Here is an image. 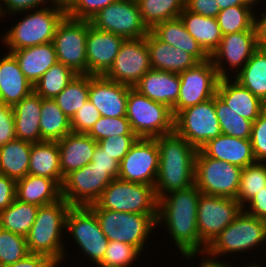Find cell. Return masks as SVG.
I'll list each match as a JSON object with an SVG mask.
<instances>
[{"mask_svg":"<svg viewBox=\"0 0 266 267\" xmlns=\"http://www.w3.org/2000/svg\"><path fill=\"white\" fill-rule=\"evenodd\" d=\"M201 192L195 184L174 190L158 199V226H163L183 258L203 254L207 245L197 229V208Z\"/></svg>","mask_w":266,"mask_h":267,"instance_id":"obj_1","label":"cell"},{"mask_svg":"<svg viewBox=\"0 0 266 267\" xmlns=\"http://www.w3.org/2000/svg\"><path fill=\"white\" fill-rule=\"evenodd\" d=\"M159 148V167L154 185L157 199L194 184L197 149L175 131L155 138Z\"/></svg>","mask_w":266,"mask_h":267,"instance_id":"obj_2","label":"cell"},{"mask_svg":"<svg viewBox=\"0 0 266 267\" xmlns=\"http://www.w3.org/2000/svg\"><path fill=\"white\" fill-rule=\"evenodd\" d=\"M70 207L64 198L38 207L36 219L26 236L29 253L48 256L62 266L67 259L63 238Z\"/></svg>","mask_w":266,"mask_h":267,"instance_id":"obj_3","label":"cell"},{"mask_svg":"<svg viewBox=\"0 0 266 267\" xmlns=\"http://www.w3.org/2000/svg\"><path fill=\"white\" fill-rule=\"evenodd\" d=\"M18 14L24 17L0 37L8 52L52 42L58 24L66 16L63 10L52 5Z\"/></svg>","mask_w":266,"mask_h":267,"instance_id":"obj_4","label":"cell"},{"mask_svg":"<svg viewBox=\"0 0 266 267\" xmlns=\"http://www.w3.org/2000/svg\"><path fill=\"white\" fill-rule=\"evenodd\" d=\"M265 243L266 221L242 210L236 219L212 240L205 253L208 257L219 260V257L223 258L224 255H243L254 249L261 250Z\"/></svg>","mask_w":266,"mask_h":267,"instance_id":"obj_5","label":"cell"},{"mask_svg":"<svg viewBox=\"0 0 266 267\" xmlns=\"http://www.w3.org/2000/svg\"><path fill=\"white\" fill-rule=\"evenodd\" d=\"M89 207L148 214L156 222L158 217V199L154 186L124 181L119 178L113 179L103 190L100 198Z\"/></svg>","mask_w":266,"mask_h":267,"instance_id":"obj_6","label":"cell"},{"mask_svg":"<svg viewBox=\"0 0 266 267\" xmlns=\"http://www.w3.org/2000/svg\"><path fill=\"white\" fill-rule=\"evenodd\" d=\"M92 210L96 214L102 232L109 241H121L131 244L141 253L145 252L148 238L153 236L152 231L157 230L155 229L157 228L156 221L148 214L107 209Z\"/></svg>","mask_w":266,"mask_h":267,"instance_id":"obj_7","label":"cell"},{"mask_svg":"<svg viewBox=\"0 0 266 267\" xmlns=\"http://www.w3.org/2000/svg\"><path fill=\"white\" fill-rule=\"evenodd\" d=\"M126 118L139 138H157L174 132L172 109L140 94L133 87L128 93Z\"/></svg>","mask_w":266,"mask_h":267,"instance_id":"obj_8","label":"cell"},{"mask_svg":"<svg viewBox=\"0 0 266 267\" xmlns=\"http://www.w3.org/2000/svg\"><path fill=\"white\" fill-rule=\"evenodd\" d=\"M242 168L206 156L200 149L195 157L194 184L202 194L235 198Z\"/></svg>","mask_w":266,"mask_h":267,"instance_id":"obj_9","label":"cell"},{"mask_svg":"<svg viewBox=\"0 0 266 267\" xmlns=\"http://www.w3.org/2000/svg\"><path fill=\"white\" fill-rule=\"evenodd\" d=\"M66 236L87 256L89 263L98 265L105 254L109 240L102 232L95 212L89 206H71L66 217Z\"/></svg>","mask_w":266,"mask_h":267,"instance_id":"obj_10","label":"cell"},{"mask_svg":"<svg viewBox=\"0 0 266 267\" xmlns=\"http://www.w3.org/2000/svg\"><path fill=\"white\" fill-rule=\"evenodd\" d=\"M174 131L197 150L210 139L221 135L214 97L181 110L174 117Z\"/></svg>","mask_w":266,"mask_h":267,"instance_id":"obj_11","label":"cell"},{"mask_svg":"<svg viewBox=\"0 0 266 267\" xmlns=\"http://www.w3.org/2000/svg\"><path fill=\"white\" fill-rule=\"evenodd\" d=\"M88 20H77L65 16L58 24L53 45L58 62L76 74H87L86 39Z\"/></svg>","mask_w":266,"mask_h":267,"instance_id":"obj_12","label":"cell"},{"mask_svg":"<svg viewBox=\"0 0 266 267\" xmlns=\"http://www.w3.org/2000/svg\"><path fill=\"white\" fill-rule=\"evenodd\" d=\"M89 21L95 29L125 39L142 38L149 32L142 22L137 0H117L101 9Z\"/></svg>","mask_w":266,"mask_h":267,"instance_id":"obj_13","label":"cell"},{"mask_svg":"<svg viewBox=\"0 0 266 267\" xmlns=\"http://www.w3.org/2000/svg\"><path fill=\"white\" fill-rule=\"evenodd\" d=\"M180 91L172 109L174 117L183 109L205 102L216 95L220 77L211 59L198 62L179 74Z\"/></svg>","mask_w":266,"mask_h":267,"instance_id":"obj_14","label":"cell"},{"mask_svg":"<svg viewBox=\"0 0 266 267\" xmlns=\"http://www.w3.org/2000/svg\"><path fill=\"white\" fill-rule=\"evenodd\" d=\"M243 210L235 198L200 194L197 208V229L208 246Z\"/></svg>","mask_w":266,"mask_h":267,"instance_id":"obj_15","label":"cell"},{"mask_svg":"<svg viewBox=\"0 0 266 267\" xmlns=\"http://www.w3.org/2000/svg\"><path fill=\"white\" fill-rule=\"evenodd\" d=\"M112 180L109 170L96 169L90 162L64 177L61 196L71 206H89L100 198L103 190Z\"/></svg>","mask_w":266,"mask_h":267,"instance_id":"obj_16","label":"cell"},{"mask_svg":"<svg viewBox=\"0 0 266 267\" xmlns=\"http://www.w3.org/2000/svg\"><path fill=\"white\" fill-rule=\"evenodd\" d=\"M159 160V148L155 138H138L119 163L118 178L154 186Z\"/></svg>","mask_w":266,"mask_h":267,"instance_id":"obj_17","label":"cell"},{"mask_svg":"<svg viewBox=\"0 0 266 267\" xmlns=\"http://www.w3.org/2000/svg\"><path fill=\"white\" fill-rule=\"evenodd\" d=\"M258 48L255 31L230 33L222 36L210 59L220 78H233Z\"/></svg>","mask_w":266,"mask_h":267,"instance_id":"obj_18","label":"cell"},{"mask_svg":"<svg viewBox=\"0 0 266 267\" xmlns=\"http://www.w3.org/2000/svg\"><path fill=\"white\" fill-rule=\"evenodd\" d=\"M150 69L146 36L125 39L113 65L104 76L109 80L134 87Z\"/></svg>","mask_w":266,"mask_h":267,"instance_id":"obj_19","label":"cell"},{"mask_svg":"<svg viewBox=\"0 0 266 267\" xmlns=\"http://www.w3.org/2000/svg\"><path fill=\"white\" fill-rule=\"evenodd\" d=\"M124 40L122 36L95 29L88 21L87 74L104 76L113 65Z\"/></svg>","mask_w":266,"mask_h":267,"instance_id":"obj_20","label":"cell"},{"mask_svg":"<svg viewBox=\"0 0 266 267\" xmlns=\"http://www.w3.org/2000/svg\"><path fill=\"white\" fill-rule=\"evenodd\" d=\"M131 86L109 80L105 76L89 75V101L108 118L126 117Z\"/></svg>","mask_w":266,"mask_h":267,"instance_id":"obj_21","label":"cell"},{"mask_svg":"<svg viewBox=\"0 0 266 267\" xmlns=\"http://www.w3.org/2000/svg\"><path fill=\"white\" fill-rule=\"evenodd\" d=\"M200 150L208 157L245 168L256 163L250 139L221 134L210 139Z\"/></svg>","mask_w":266,"mask_h":267,"instance_id":"obj_22","label":"cell"},{"mask_svg":"<svg viewBox=\"0 0 266 267\" xmlns=\"http://www.w3.org/2000/svg\"><path fill=\"white\" fill-rule=\"evenodd\" d=\"M216 94L230 109L252 122L266 109V104L260 98L232 77L220 78Z\"/></svg>","mask_w":266,"mask_h":267,"instance_id":"obj_23","label":"cell"},{"mask_svg":"<svg viewBox=\"0 0 266 267\" xmlns=\"http://www.w3.org/2000/svg\"><path fill=\"white\" fill-rule=\"evenodd\" d=\"M133 88L149 99L173 109L180 91L179 74L151 68Z\"/></svg>","mask_w":266,"mask_h":267,"instance_id":"obj_24","label":"cell"},{"mask_svg":"<svg viewBox=\"0 0 266 267\" xmlns=\"http://www.w3.org/2000/svg\"><path fill=\"white\" fill-rule=\"evenodd\" d=\"M34 91V86L21 71L15 56L7 51L0 56V102L13 106Z\"/></svg>","mask_w":266,"mask_h":267,"instance_id":"obj_25","label":"cell"},{"mask_svg":"<svg viewBox=\"0 0 266 267\" xmlns=\"http://www.w3.org/2000/svg\"><path fill=\"white\" fill-rule=\"evenodd\" d=\"M146 43L152 69L180 74L198 63L192 55L162 42L151 31L146 36Z\"/></svg>","mask_w":266,"mask_h":267,"instance_id":"obj_26","label":"cell"},{"mask_svg":"<svg viewBox=\"0 0 266 267\" xmlns=\"http://www.w3.org/2000/svg\"><path fill=\"white\" fill-rule=\"evenodd\" d=\"M60 152V168L63 178L71 171L81 169L89 164L98 144L84 133L70 132L57 141Z\"/></svg>","mask_w":266,"mask_h":267,"instance_id":"obj_27","label":"cell"},{"mask_svg":"<svg viewBox=\"0 0 266 267\" xmlns=\"http://www.w3.org/2000/svg\"><path fill=\"white\" fill-rule=\"evenodd\" d=\"M42 99L33 91L12 106L17 139L30 143L43 141L40 134Z\"/></svg>","mask_w":266,"mask_h":267,"instance_id":"obj_28","label":"cell"},{"mask_svg":"<svg viewBox=\"0 0 266 267\" xmlns=\"http://www.w3.org/2000/svg\"><path fill=\"white\" fill-rule=\"evenodd\" d=\"M10 52L15 56L21 71L33 86L52 65L58 62L52 42Z\"/></svg>","mask_w":266,"mask_h":267,"instance_id":"obj_29","label":"cell"},{"mask_svg":"<svg viewBox=\"0 0 266 267\" xmlns=\"http://www.w3.org/2000/svg\"><path fill=\"white\" fill-rule=\"evenodd\" d=\"M16 198L38 207L48 205L62 198L61 186L54 179L27 174L16 181Z\"/></svg>","mask_w":266,"mask_h":267,"instance_id":"obj_30","label":"cell"},{"mask_svg":"<svg viewBox=\"0 0 266 267\" xmlns=\"http://www.w3.org/2000/svg\"><path fill=\"white\" fill-rule=\"evenodd\" d=\"M150 31L162 42L186 51L198 62L210 59V56L186 30L180 18L159 23Z\"/></svg>","mask_w":266,"mask_h":267,"instance_id":"obj_31","label":"cell"},{"mask_svg":"<svg viewBox=\"0 0 266 267\" xmlns=\"http://www.w3.org/2000/svg\"><path fill=\"white\" fill-rule=\"evenodd\" d=\"M28 174L54 179L60 186L63 176L57 141L32 143Z\"/></svg>","mask_w":266,"mask_h":267,"instance_id":"obj_32","label":"cell"},{"mask_svg":"<svg viewBox=\"0 0 266 267\" xmlns=\"http://www.w3.org/2000/svg\"><path fill=\"white\" fill-rule=\"evenodd\" d=\"M179 18L190 35L211 56L218 48L223 36L216 18L202 16L186 8L180 13Z\"/></svg>","mask_w":266,"mask_h":267,"instance_id":"obj_33","label":"cell"},{"mask_svg":"<svg viewBox=\"0 0 266 267\" xmlns=\"http://www.w3.org/2000/svg\"><path fill=\"white\" fill-rule=\"evenodd\" d=\"M32 143L15 138L0 146V172L18 181L28 174Z\"/></svg>","mask_w":266,"mask_h":267,"instance_id":"obj_34","label":"cell"},{"mask_svg":"<svg viewBox=\"0 0 266 267\" xmlns=\"http://www.w3.org/2000/svg\"><path fill=\"white\" fill-rule=\"evenodd\" d=\"M233 79L266 104V49L258 48Z\"/></svg>","mask_w":266,"mask_h":267,"instance_id":"obj_35","label":"cell"},{"mask_svg":"<svg viewBox=\"0 0 266 267\" xmlns=\"http://www.w3.org/2000/svg\"><path fill=\"white\" fill-rule=\"evenodd\" d=\"M71 132V120L54 99H42L40 134L43 141H59Z\"/></svg>","mask_w":266,"mask_h":267,"instance_id":"obj_36","label":"cell"},{"mask_svg":"<svg viewBox=\"0 0 266 267\" xmlns=\"http://www.w3.org/2000/svg\"><path fill=\"white\" fill-rule=\"evenodd\" d=\"M37 212L38 206L21 202L16 198L10 206L0 211V228L26 237Z\"/></svg>","mask_w":266,"mask_h":267,"instance_id":"obj_37","label":"cell"},{"mask_svg":"<svg viewBox=\"0 0 266 267\" xmlns=\"http://www.w3.org/2000/svg\"><path fill=\"white\" fill-rule=\"evenodd\" d=\"M142 22L152 30L166 20L179 18L185 9V0H137Z\"/></svg>","mask_w":266,"mask_h":267,"instance_id":"obj_38","label":"cell"},{"mask_svg":"<svg viewBox=\"0 0 266 267\" xmlns=\"http://www.w3.org/2000/svg\"><path fill=\"white\" fill-rule=\"evenodd\" d=\"M89 99V75L77 74L54 100L71 120Z\"/></svg>","mask_w":266,"mask_h":267,"instance_id":"obj_39","label":"cell"},{"mask_svg":"<svg viewBox=\"0 0 266 267\" xmlns=\"http://www.w3.org/2000/svg\"><path fill=\"white\" fill-rule=\"evenodd\" d=\"M77 74L57 62L52 65L34 85V92L43 99H54Z\"/></svg>","mask_w":266,"mask_h":267,"instance_id":"obj_40","label":"cell"},{"mask_svg":"<svg viewBox=\"0 0 266 267\" xmlns=\"http://www.w3.org/2000/svg\"><path fill=\"white\" fill-rule=\"evenodd\" d=\"M214 107L222 134L241 139L251 138L252 121L230 109L217 94L214 96Z\"/></svg>","mask_w":266,"mask_h":267,"instance_id":"obj_41","label":"cell"},{"mask_svg":"<svg viewBox=\"0 0 266 267\" xmlns=\"http://www.w3.org/2000/svg\"><path fill=\"white\" fill-rule=\"evenodd\" d=\"M222 35L241 31H255L254 9L248 5H235L221 10L216 16Z\"/></svg>","mask_w":266,"mask_h":267,"instance_id":"obj_42","label":"cell"},{"mask_svg":"<svg viewBox=\"0 0 266 267\" xmlns=\"http://www.w3.org/2000/svg\"><path fill=\"white\" fill-rule=\"evenodd\" d=\"M266 186V165L256 162L242 168L239 190L236 200L244 207L257 193Z\"/></svg>","mask_w":266,"mask_h":267,"instance_id":"obj_43","label":"cell"},{"mask_svg":"<svg viewBox=\"0 0 266 267\" xmlns=\"http://www.w3.org/2000/svg\"><path fill=\"white\" fill-rule=\"evenodd\" d=\"M141 252L131 244L109 241L102 261L97 267H130L137 262Z\"/></svg>","mask_w":266,"mask_h":267,"instance_id":"obj_44","label":"cell"},{"mask_svg":"<svg viewBox=\"0 0 266 267\" xmlns=\"http://www.w3.org/2000/svg\"><path fill=\"white\" fill-rule=\"evenodd\" d=\"M28 253L26 237L0 228V267L15 263Z\"/></svg>","mask_w":266,"mask_h":267,"instance_id":"obj_45","label":"cell"},{"mask_svg":"<svg viewBox=\"0 0 266 267\" xmlns=\"http://www.w3.org/2000/svg\"><path fill=\"white\" fill-rule=\"evenodd\" d=\"M87 134L96 142L111 136L136 135L126 117L108 118L104 116H100Z\"/></svg>","mask_w":266,"mask_h":267,"instance_id":"obj_46","label":"cell"},{"mask_svg":"<svg viewBox=\"0 0 266 267\" xmlns=\"http://www.w3.org/2000/svg\"><path fill=\"white\" fill-rule=\"evenodd\" d=\"M137 135H117L98 141V145L119 163L138 140Z\"/></svg>","mask_w":266,"mask_h":267,"instance_id":"obj_47","label":"cell"},{"mask_svg":"<svg viewBox=\"0 0 266 267\" xmlns=\"http://www.w3.org/2000/svg\"><path fill=\"white\" fill-rule=\"evenodd\" d=\"M251 145L255 160L266 161V109L252 123Z\"/></svg>","mask_w":266,"mask_h":267,"instance_id":"obj_48","label":"cell"},{"mask_svg":"<svg viewBox=\"0 0 266 267\" xmlns=\"http://www.w3.org/2000/svg\"><path fill=\"white\" fill-rule=\"evenodd\" d=\"M101 114L94 105L87 100L71 119V131L87 134L99 120Z\"/></svg>","mask_w":266,"mask_h":267,"instance_id":"obj_49","label":"cell"},{"mask_svg":"<svg viewBox=\"0 0 266 267\" xmlns=\"http://www.w3.org/2000/svg\"><path fill=\"white\" fill-rule=\"evenodd\" d=\"M117 0H78L66 13L67 17L77 20H90L101 9Z\"/></svg>","mask_w":266,"mask_h":267,"instance_id":"obj_50","label":"cell"},{"mask_svg":"<svg viewBox=\"0 0 266 267\" xmlns=\"http://www.w3.org/2000/svg\"><path fill=\"white\" fill-rule=\"evenodd\" d=\"M48 5V0H0V14L2 18H7L6 15L14 16L20 12L42 9Z\"/></svg>","mask_w":266,"mask_h":267,"instance_id":"obj_51","label":"cell"},{"mask_svg":"<svg viewBox=\"0 0 266 267\" xmlns=\"http://www.w3.org/2000/svg\"><path fill=\"white\" fill-rule=\"evenodd\" d=\"M16 138L12 106L0 102V146Z\"/></svg>","mask_w":266,"mask_h":267,"instance_id":"obj_52","label":"cell"},{"mask_svg":"<svg viewBox=\"0 0 266 267\" xmlns=\"http://www.w3.org/2000/svg\"><path fill=\"white\" fill-rule=\"evenodd\" d=\"M93 167L99 170H109V175L116 179L119 175V162L109 155L97 144L92 155Z\"/></svg>","mask_w":266,"mask_h":267,"instance_id":"obj_53","label":"cell"},{"mask_svg":"<svg viewBox=\"0 0 266 267\" xmlns=\"http://www.w3.org/2000/svg\"><path fill=\"white\" fill-rule=\"evenodd\" d=\"M185 8L193 13L214 18L220 12L216 0H185Z\"/></svg>","mask_w":266,"mask_h":267,"instance_id":"obj_54","label":"cell"},{"mask_svg":"<svg viewBox=\"0 0 266 267\" xmlns=\"http://www.w3.org/2000/svg\"><path fill=\"white\" fill-rule=\"evenodd\" d=\"M16 199V181L0 172V211Z\"/></svg>","mask_w":266,"mask_h":267,"instance_id":"obj_55","label":"cell"},{"mask_svg":"<svg viewBox=\"0 0 266 267\" xmlns=\"http://www.w3.org/2000/svg\"><path fill=\"white\" fill-rule=\"evenodd\" d=\"M58 266L59 265L48 256L28 253L24 258L5 267H58Z\"/></svg>","mask_w":266,"mask_h":267,"instance_id":"obj_56","label":"cell"},{"mask_svg":"<svg viewBox=\"0 0 266 267\" xmlns=\"http://www.w3.org/2000/svg\"><path fill=\"white\" fill-rule=\"evenodd\" d=\"M243 210L259 219L266 221V186L257 193L244 207Z\"/></svg>","mask_w":266,"mask_h":267,"instance_id":"obj_57","label":"cell"},{"mask_svg":"<svg viewBox=\"0 0 266 267\" xmlns=\"http://www.w3.org/2000/svg\"><path fill=\"white\" fill-rule=\"evenodd\" d=\"M254 11V23L255 36L259 48L266 49V12H262L260 17L255 14Z\"/></svg>","mask_w":266,"mask_h":267,"instance_id":"obj_58","label":"cell"},{"mask_svg":"<svg viewBox=\"0 0 266 267\" xmlns=\"http://www.w3.org/2000/svg\"><path fill=\"white\" fill-rule=\"evenodd\" d=\"M203 256L201 258V262L200 264L198 263L197 265H199L198 267H233L230 263H227V261H219V260H215V259H212L210 257H208L205 253L203 254H190V255H187L185 256L184 258L186 260H190V261H193L192 258L195 259V257H199V256Z\"/></svg>","mask_w":266,"mask_h":267,"instance_id":"obj_59","label":"cell"},{"mask_svg":"<svg viewBox=\"0 0 266 267\" xmlns=\"http://www.w3.org/2000/svg\"><path fill=\"white\" fill-rule=\"evenodd\" d=\"M52 6L63 10L67 13L78 0H48Z\"/></svg>","mask_w":266,"mask_h":267,"instance_id":"obj_60","label":"cell"},{"mask_svg":"<svg viewBox=\"0 0 266 267\" xmlns=\"http://www.w3.org/2000/svg\"><path fill=\"white\" fill-rule=\"evenodd\" d=\"M219 7L220 11L223 9H226L227 7L230 6H235V5H245L242 0H216Z\"/></svg>","mask_w":266,"mask_h":267,"instance_id":"obj_61","label":"cell"},{"mask_svg":"<svg viewBox=\"0 0 266 267\" xmlns=\"http://www.w3.org/2000/svg\"><path fill=\"white\" fill-rule=\"evenodd\" d=\"M242 2L245 4V5H248L250 6L252 9L256 8V6L260 3H262V0H242Z\"/></svg>","mask_w":266,"mask_h":267,"instance_id":"obj_62","label":"cell"},{"mask_svg":"<svg viewBox=\"0 0 266 267\" xmlns=\"http://www.w3.org/2000/svg\"><path fill=\"white\" fill-rule=\"evenodd\" d=\"M264 267H265V265H263ZM244 267H262V265L261 264H258L256 261L254 262H252V263H248L247 265H246V262L244 263Z\"/></svg>","mask_w":266,"mask_h":267,"instance_id":"obj_63","label":"cell"}]
</instances>
